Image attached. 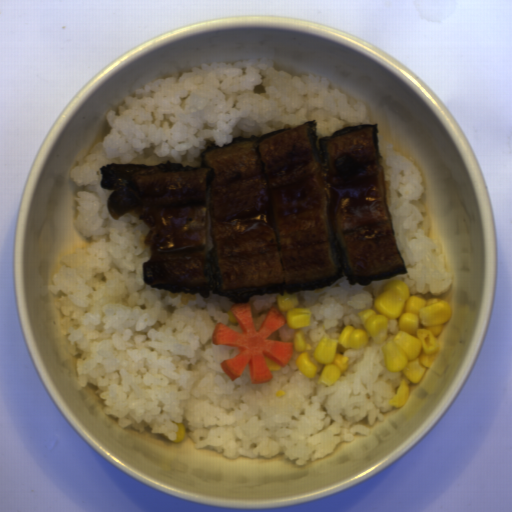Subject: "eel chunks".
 I'll return each mask as SVG.
<instances>
[{
    "mask_svg": "<svg viewBox=\"0 0 512 512\" xmlns=\"http://www.w3.org/2000/svg\"><path fill=\"white\" fill-rule=\"evenodd\" d=\"M315 119L237 136L200 153L201 167L109 163L102 190L114 220L151 229L143 281L173 294L249 303L264 293L371 285L408 272L379 162L378 123L319 137Z\"/></svg>",
    "mask_w": 512,
    "mask_h": 512,
    "instance_id": "4dd315ae",
    "label": "eel chunks"
}]
</instances>
